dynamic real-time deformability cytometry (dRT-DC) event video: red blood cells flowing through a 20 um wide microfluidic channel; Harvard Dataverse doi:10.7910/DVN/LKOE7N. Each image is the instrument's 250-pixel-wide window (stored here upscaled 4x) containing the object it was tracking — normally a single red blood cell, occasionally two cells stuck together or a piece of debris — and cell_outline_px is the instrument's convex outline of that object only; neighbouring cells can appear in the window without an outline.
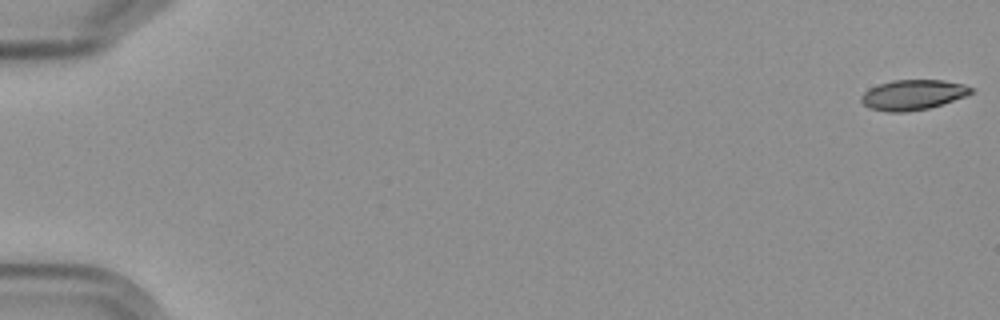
{"species": "Egyptian fruit bat (a non-hibernating species)", "species_latin": "Rousettus aegyptiacus", "temperature_condition": "cold", "stored_images_in_passage": 6, "camera_frame_rate_fps": 3000, "um_per_image_px": 0.085, "frame": {"image": 1, "passage_image": 1, "time_ms": 0.0, "image_size_px": [1000, 320], "cell_outline_px": [[976, 92], [928, 108], [904, 112], [888, 112], [868, 108], [860, 100], [860, 96], [868, 88], [892, 80], [944, 80], [964, 84], [972, 88]], "centroid_in_image_um": [77.57, 8.05], "position_along_channel_um": 7.4, "area_um2": 19.25}}
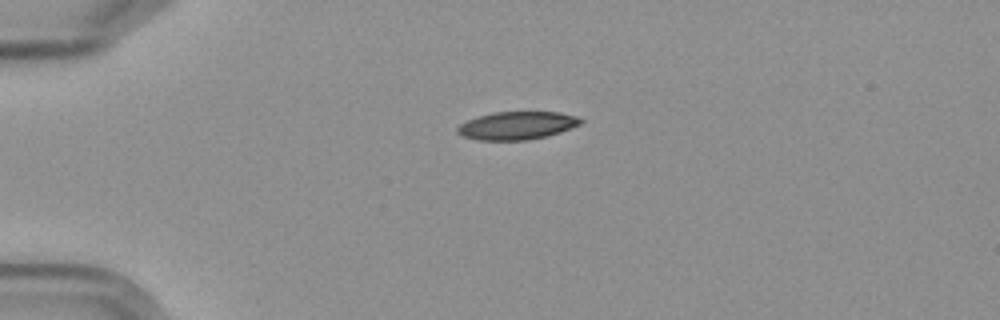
{"frame": {"image": 2, "passage_image": 5, "time_ms": 4.667, "image_size_px": [1000, 320], "cell_outline_px": [[584, 120], [580, 124], [560, 132], [528, 140], [476, 140], [460, 136], [456, 132], [456, 128], [460, 124], [468, 120], [492, 112], [560, 112], [576, 116]], "centroid_in_image_um": [43.91, 10.67], "position_along_channel_um": 41.1, "area_um2": 20.06}}